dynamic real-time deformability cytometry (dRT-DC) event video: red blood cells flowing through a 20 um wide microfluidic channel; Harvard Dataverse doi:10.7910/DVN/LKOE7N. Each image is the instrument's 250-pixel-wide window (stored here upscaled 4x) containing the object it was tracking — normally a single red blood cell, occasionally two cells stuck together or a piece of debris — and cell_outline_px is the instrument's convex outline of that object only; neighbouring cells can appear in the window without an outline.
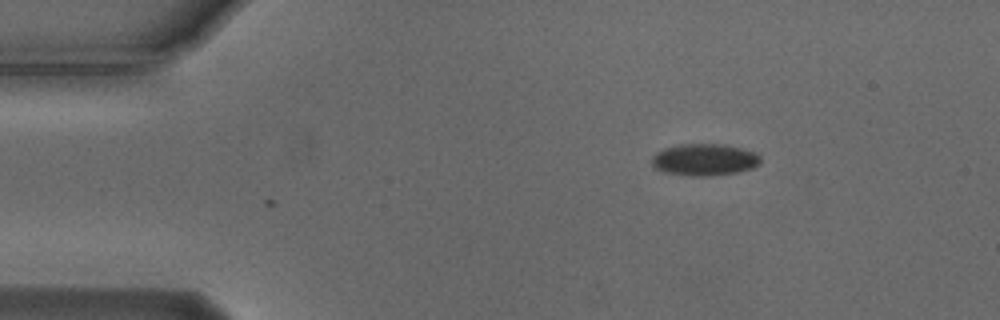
{"species": "Egyptian fruit bat (a non-hibernating species)", "species_latin": "Rousettus aegyptiacus", "temperature_condition": "cold", "stored_images_in_passage": 2, "camera_frame_rate_fps": 3000, "um_per_image_px": 0.085, "animal": {"sex": "male"}, "frame": {"image": 1, "passage_image": 2, "time_ms": 0.333, "image_size_px": [1000, 320], "cell_outline_px": [[760, 164], [752, 168], [736, 172], [712, 176], [692, 176], [664, 172], [652, 168], [652, 156], [656, 152], [664, 148], [680, 144], [724, 144], [756, 152], [760, 156]], "centroid_in_image_um": [59.86, 13.57], "position_along_channel_um": 25.1, "area_um2": 20.35}}